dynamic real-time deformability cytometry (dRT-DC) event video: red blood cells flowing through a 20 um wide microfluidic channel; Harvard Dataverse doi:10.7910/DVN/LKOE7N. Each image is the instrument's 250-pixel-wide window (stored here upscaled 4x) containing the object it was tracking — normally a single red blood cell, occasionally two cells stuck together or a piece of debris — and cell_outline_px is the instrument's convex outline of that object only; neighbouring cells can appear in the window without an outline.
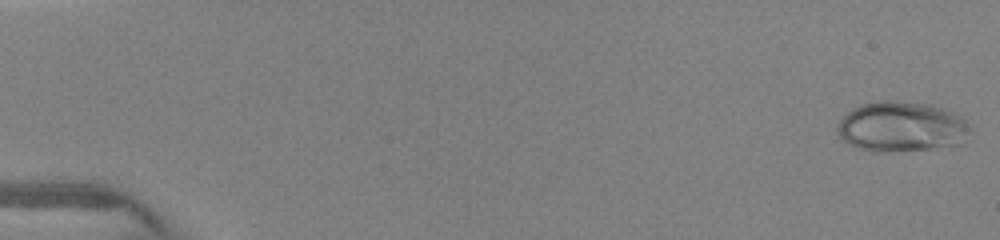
{"species": "human", "species_latin": "Homo sapiens", "temperature_condition": "warm", "stored_images_in_passage": 9, "camera_frame_rate_fps": 3000, "um_per_image_px": 0.085, "donor": {"sex": "female"}, "frame": {"image": 1, "passage_image": 1, "time_ms": 0.0, "image_size_px": [1000, 240], "cell_outline_px": [[972, 132], [964, 144], [928, 148], [880, 152], [872, 152], [848, 144], [840, 136], [836, 128], [840, 120], [852, 108], [864, 104], [884, 100], [888, 100], [928, 104], [944, 108], [956, 112], [972, 124]], "centroid_in_image_um": [76.71, 10.77], "position_along_channel_um": 8.3, "area_um2": 39.13}}
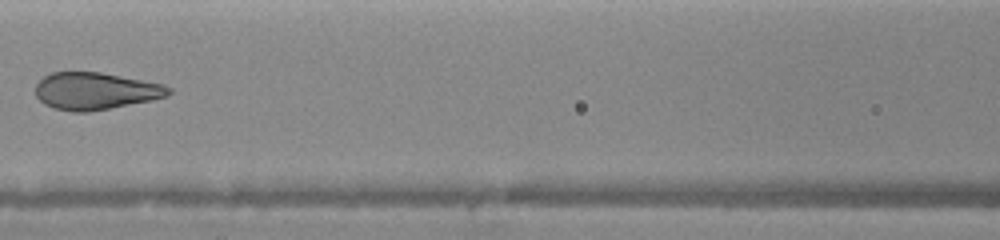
{"frame": {"image": 2, "passage_image": 7, "time_ms": 7.0, "image_size_px": [1000, 240], "cell_outline_px": [[172, 92], [168, 96], [152, 100], [88, 112], [72, 112], [52, 108], [44, 104], [36, 96], [36, 84], [44, 76], [52, 72], [100, 72], [164, 84], [172, 88]], "centroid_in_image_um": [8.12, 7.74], "position_along_channel_um": 158.5, "area_um2": 28.9}}
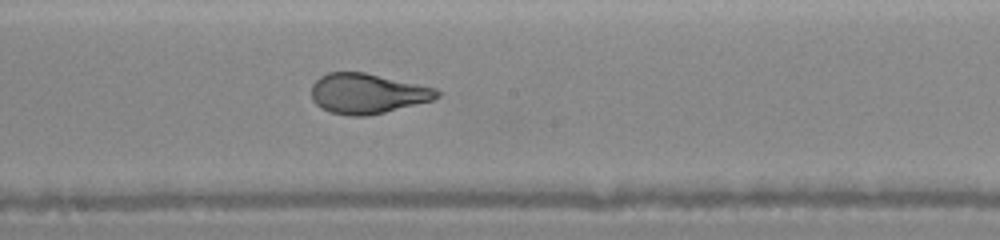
{"frame": {"image": 3, "passage_image": 9, "time_ms": 8.333, "image_size_px": [1000, 240], "cell_outline_px": [[444, 92], [440, 96], [432, 100], [368, 116], [352, 116], [328, 112], [320, 108], [312, 100], [312, 84], [320, 76], [328, 72], [364, 72], [436, 88]], "centroid_in_image_um": [31.22, 7.95], "position_along_channel_um": 217.0, "area_um2": 29.42}}